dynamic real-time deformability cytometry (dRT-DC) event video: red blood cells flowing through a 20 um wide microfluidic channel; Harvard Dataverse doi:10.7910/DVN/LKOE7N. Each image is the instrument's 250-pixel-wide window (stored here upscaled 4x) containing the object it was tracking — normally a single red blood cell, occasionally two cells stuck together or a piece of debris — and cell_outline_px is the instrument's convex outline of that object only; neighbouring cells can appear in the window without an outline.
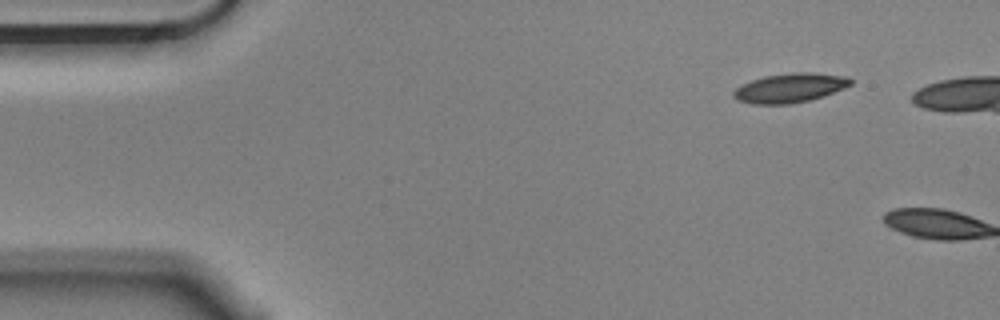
{"species": "Egyptian fruit bat (a non-hibernating species)", "species_latin": "Rousettus aegyptiacus", "temperature_condition": "cold", "stored_images_in_passage": 2, "camera_frame_rate_fps": 3000, "um_per_image_px": 0.085, "animal": {"sex": "male"}, "frame": {"image": 1, "passage_image": 1, "time_ms": 0.0, "image_size_px": [1000, 320], "cell_outline_px": [[852, 84], [844, 88], [824, 96], [792, 104], [752, 104], [736, 100], [732, 96], [732, 92], [736, 88], [752, 80], [764, 76], [792, 72], [808, 72], [844, 76], [852, 80]], "centroid_in_image_um": [67.12, 7.48], "position_along_channel_um": 17.9, "area_um2": 19.94}}